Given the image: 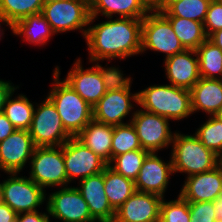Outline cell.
Wrapping results in <instances>:
<instances>
[{"label":"cell","mask_w":222,"mask_h":222,"mask_svg":"<svg viewBox=\"0 0 222 222\" xmlns=\"http://www.w3.org/2000/svg\"><path fill=\"white\" fill-rule=\"evenodd\" d=\"M109 19L87 29L85 40L89 62L99 63L113 58L125 60L141 53L142 19L118 16Z\"/></svg>","instance_id":"6da1fadb"},{"label":"cell","mask_w":222,"mask_h":222,"mask_svg":"<svg viewBox=\"0 0 222 222\" xmlns=\"http://www.w3.org/2000/svg\"><path fill=\"white\" fill-rule=\"evenodd\" d=\"M60 69L53 72L54 83L46 96L55 106L66 132L76 137L93 120V107L82 99L64 80H59Z\"/></svg>","instance_id":"7a4b0ae2"},{"label":"cell","mask_w":222,"mask_h":222,"mask_svg":"<svg viewBox=\"0 0 222 222\" xmlns=\"http://www.w3.org/2000/svg\"><path fill=\"white\" fill-rule=\"evenodd\" d=\"M141 109L169 120H182L192 112L191 91L173 86L153 85L138 91Z\"/></svg>","instance_id":"3957f363"},{"label":"cell","mask_w":222,"mask_h":222,"mask_svg":"<svg viewBox=\"0 0 222 222\" xmlns=\"http://www.w3.org/2000/svg\"><path fill=\"white\" fill-rule=\"evenodd\" d=\"M117 67H103L98 62L84 69L78 58L64 81L92 107L105 95L112 84L123 74Z\"/></svg>","instance_id":"277c9868"},{"label":"cell","mask_w":222,"mask_h":222,"mask_svg":"<svg viewBox=\"0 0 222 222\" xmlns=\"http://www.w3.org/2000/svg\"><path fill=\"white\" fill-rule=\"evenodd\" d=\"M171 150L173 172L188 176L204 173L216 167L222 160L194 135L174 133Z\"/></svg>","instance_id":"5b68a950"},{"label":"cell","mask_w":222,"mask_h":222,"mask_svg":"<svg viewBox=\"0 0 222 222\" xmlns=\"http://www.w3.org/2000/svg\"><path fill=\"white\" fill-rule=\"evenodd\" d=\"M123 76L124 74L112 84L93 107V120L96 122L111 126L126 124L123 118L134 109L131 101L138 104V92H130L131 78Z\"/></svg>","instance_id":"8992f818"},{"label":"cell","mask_w":222,"mask_h":222,"mask_svg":"<svg viewBox=\"0 0 222 222\" xmlns=\"http://www.w3.org/2000/svg\"><path fill=\"white\" fill-rule=\"evenodd\" d=\"M148 49L165 53V58L185 50L170 21L157 8L142 19L141 53Z\"/></svg>","instance_id":"52a82bcc"},{"label":"cell","mask_w":222,"mask_h":222,"mask_svg":"<svg viewBox=\"0 0 222 222\" xmlns=\"http://www.w3.org/2000/svg\"><path fill=\"white\" fill-rule=\"evenodd\" d=\"M41 14L55 33L80 30L86 36L90 19L89 0H62L44 3ZM84 27V29H83Z\"/></svg>","instance_id":"ba28073f"},{"label":"cell","mask_w":222,"mask_h":222,"mask_svg":"<svg viewBox=\"0 0 222 222\" xmlns=\"http://www.w3.org/2000/svg\"><path fill=\"white\" fill-rule=\"evenodd\" d=\"M58 148V149H57ZM29 178L43 190L47 187L68 186L62 146L35 147L30 159Z\"/></svg>","instance_id":"9c48e42d"},{"label":"cell","mask_w":222,"mask_h":222,"mask_svg":"<svg viewBox=\"0 0 222 222\" xmlns=\"http://www.w3.org/2000/svg\"><path fill=\"white\" fill-rule=\"evenodd\" d=\"M34 108L29 134L35 147L62 146L71 136L66 132L54 104L46 97Z\"/></svg>","instance_id":"30bf717a"},{"label":"cell","mask_w":222,"mask_h":222,"mask_svg":"<svg viewBox=\"0 0 222 222\" xmlns=\"http://www.w3.org/2000/svg\"><path fill=\"white\" fill-rule=\"evenodd\" d=\"M2 182L3 202L17 214L38 211L46 200V192L29 177H18L17 173Z\"/></svg>","instance_id":"8fae6325"},{"label":"cell","mask_w":222,"mask_h":222,"mask_svg":"<svg viewBox=\"0 0 222 222\" xmlns=\"http://www.w3.org/2000/svg\"><path fill=\"white\" fill-rule=\"evenodd\" d=\"M132 114L129 121L136 130L142 149L153 153L172 144L174 133L169 127V119L142 109Z\"/></svg>","instance_id":"7c38bea8"},{"label":"cell","mask_w":222,"mask_h":222,"mask_svg":"<svg viewBox=\"0 0 222 222\" xmlns=\"http://www.w3.org/2000/svg\"><path fill=\"white\" fill-rule=\"evenodd\" d=\"M63 158L68 183L76 177L80 180L98 174L108 166V163L92 150L81 143L76 137H71L63 145Z\"/></svg>","instance_id":"4fadbf2b"},{"label":"cell","mask_w":222,"mask_h":222,"mask_svg":"<svg viewBox=\"0 0 222 222\" xmlns=\"http://www.w3.org/2000/svg\"><path fill=\"white\" fill-rule=\"evenodd\" d=\"M49 216L62 222H96L76 187H61L47 197Z\"/></svg>","instance_id":"5bb4252c"},{"label":"cell","mask_w":222,"mask_h":222,"mask_svg":"<svg viewBox=\"0 0 222 222\" xmlns=\"http://www.w3.org/2000/svg\"><path fill=\"white\" fill-rule=\"evenodd\" d=\"M34 143L28 130H15L0 141V170L5 173H20L32 158Z\"/></svg>","instance_id":"9a60e30c"},{"label":"cell","mask_w":222,"mask_h":222,"mask_svg":"<svg viewBox=\"0 0 222 222\" xmlns=\"http://www.w3.org/2000/svg\"><path fill=\"white\" fill-rule=\"evenodd\" d=\"M173 173L172 159L166 163L158 157L156 152L148 153L142 163L138 177L134 181L135 189L164 198L170 175Z\"/></svg>","instance_id":"2e32d148"},{"label":"cell","mask_w":222,"mask_h":222,"mask_svg":"<svg viewBox=\"0 0 222 222\" xmlns=\"http://www.w3.org/2000/svg\"><path fill=\"white\" fill-rule=\"evenodd\" d=\"M162 197L135 191L118 209L113 222H159Z\"/></svg>","instance_id":"e0dca14e"},{"label":"cell","mask_w":222,"mask_h":222,"mask_svg":"<svg viewBox=\"0 0 222 222\" xmlns=\"http://www.w3.org/2000/svg\"><path fill=\"white\" fill-rule=\"evenodd\" d=\"M222 191V161L213 169L186 177L179 195L188 202L215 201Z\"/></svg>","instance_id":"ac0fdd59"},{"label":"cell","mask_w":222,"mask_h":222,"mask_svg":"<svg viewBox=\"0 0 222 222\" xmlns=\"http://www.w3.org/2000/svg\"><path fill=\"white\" fill-rule=\"evenodd\" d=\"M76 187L88 204L89 212L96 222H113L115 210L109 204L104 190V171L79 181Z\"/></svg>","instance_id":"d6986e66"},{"label":"cell","mask_w":222,"mask_h":222,"mask_svg":"<svg viewBox=\"0 0 222 222\" xmlns=\"http://www.w3.org/2000/svg\"><path fill=\"white\" fill-rule=\"evenodd\" d=\"M164 60L165 74L171 85L191 90L199 81L198 56L195 50L185 49Z\"/></svg>","instance_id":"ffe728a7"},{"label":"cell","mask_w":222,"mask_h":222,"mask_svg":"<svg viewBox=\"0 0 222 222\" xmlns=\"http://www.w3.org/2000/svg\"><path fill=\"white\" fill-rule=\"evenodd\" d=\"M89 25L102 14L107 18L119 15L122 18L143 19L152 9L145 0H89Z\"/></svg>","instance_id":"44dd1931"},{"label":"cell","mask_w":222,"mask_h":222,"mask_svg":"<svg viewBox=\"0 0 222 222\" xmlns=\"http://www.w3.org/2000/svg\"><path fill=\"white\" fill-rule=\"evenodd\" d=\"M190 91L193 113L202 110L214 116L222 107V80L200 77Z\"/></svg>","instance_id":"7402d4cb"},{"label":"cell","mask_w":222,"mask_h":222,"mask_svg":"<svg viewBox=\"0 0 222 222\" xmlns=\"http://www.w3.org/2000/svg\"><path fill=\"white\" fill-rule=\"evenodd\" d=\"M113 128L91 120L76 138L109 164L112 160Z\"/></svg>","instance_id":"603a6c76"},{"label":"cell","mask_w":222,"mask_h":222,"mask_svg":"<svg viewBox=\"0 0 222 222\" xmlns=\"http://www.w3.org/2000/svg\"><path fill=\"white\" fill-rule=\"evenodd\" d=\"M14 35L24 37L28 43L44 45L52 35L56 34L50 27L46 18L41 14L29 15L12 26Z\"/></svg>","instance_id":"cb8c5ba5"},{"label":"cell","mask_w":222,"mask_h":222,"mask_svg":"<svg viewBox=\"0 0 222 222\" xmlns=\"http://www.w3.org/2000/svg\"><path fill=\"white\" fill-rule=\"evenodd\" d=\"M104 190L111 207L118 209L136 191L135 182L107 166L104 169Z\"/></svg>","instance_id":"d4e9b609"},{"label":"cell","mask_w":222,"mask_h":222,"mask_svg":"<svg viewBox=\"0 0 222 222\" xmlns=\"http://www.w3.org/2000/svg\"><path fill=\"white\" fill-rule=\"evenodd\" d=\"M211 0H165L157 9L164 16L204 22Z\"/></svg>","instance_id":"484cf974"},{"label":"cell","mask_w":222,"mask_h":222,"mask_svg":"<svg viewBox=\"0 0 222 222\" xmlns=\"http://www.w3.org/2000/svg\"><path fill=\"white\" fill-rule=\"evenodd\" d=\"M165 17L170 21L173 31L185 49L196 50L208 39L202 22L175 16Z\"/></svg>","instance_id":"4316f807"},{"label":"cell","mask_w":222,"mask_h":222,"mask_svg":"<svg viewBox=\"0 0 222 222\" xmlns=\"http://www.w3.org/2000/svg\"><path fill=\"white\" fill-rule=\"evenodd\" d=\"M14 92L15 90L8 96L3 113L17 130H29L35 106L26 95L20 94L12 98Z\"/></svg>","instance_id":"83f0119b"},{"label":"cell","mask_w":222,"mask_h":222,"mask_svg":"<svg viewBox=\"0 0 222 222\" xmlns=\"http://www.w3.org/2000/svg\"><path fill=\"white\" fill-rule=\"evenodd\" d=\"M195 51L200 77L222 80V50L207 39Z\"/></svg>","instance_id":"f1b7e54d"},{"label":"cell","mask_w":222,"mask_h":222,"mask_svg":"<svg viewBox=\"0 0 222 222\" xmlns=\"http://www.w3.org/2000/svg\"><path fill=\"white\" fill-rule=\"evenodd\" d=\"M43 0H0V12L13 26L17 21L41 13Z\"/></svg>","instance_id":"f546056e"},{"label":"cell","mask_w":222,"mask_h":222,"mask_svg":"<svg viewBox=\"0 0 222 222\" xmlns=\"http://www.w3.org/2000/svg\"><path fill=\"white\" fill-rule=\"evenodd\" d=\"M149 152L137 149L115 156L108 164L115 172L135 181L138 177L142 163ZM114 163V164H113Z\"/></svg>","instance_id":"4dcf8cb0"},{"label":"cell","mask_w":222,"mask_h":222,"mask_svg":"<svg viewBox=\"0 0 222 222\" xmlns=\"http://www.w3.org/2000/svg\"><path fill=\"white\" fill-rule=\"evenodd\" d=\"M142 149L134 126L129 121L113 128L112 159L123 153Z\"/></svg>","instance_id":"1f68e13d"},{"label":"cell","mask_w":222,"mask_h":222,"mask_svg":"<svg viewBox=\"0 0 222 222\" xmlns=\"http://www.w3.org/2000/svg\"><path fill=\"white\" fill-rule=\"evenodd\" d=\"M208 117L209 119L197 129L195 135L205 148L214 152L222 160V121L215 116Z\"/></svg>","instance_id":"d6a6232c"},{"label":"cell","mask_w":222,"mask_h":222,"mask_svg":"<svg viewBox=\"0 0 222 222\" xmlns=\"http://www.w3.org/2000/svg\"><path fill=\"white\" fill-rule=\"evenodd\" d=\"M159 222H190L189 202L180 195L176 200L165 201L160 204Z\"/></svg>","instance_id":"836d02e7"},{"label":"cell","mask_w":222,"mask_h":222,"mask_svg":"<svg viewBox=\"0 0 222 222\" xmlns=\"http://www.w3.org/2000/svg\"><path fill=\"white\" fill-rule=\"evenodd\" d=\"M190 222H216L214 201L189 202Z\"/></svg>","instance_id":"e575fe53"},{"label":"cell","mask_w":222,"mask_h":222,"mask_svg":"<svg viewBox=\"0 0 222 222\" xmlns=\"http://www.w3.org/2000/svg\"><path fill=\"white\" fill-rule=\"evenodd\" d=\"M203 24L208 37L222 29V0H211Z\"/></svg>","instance_id":"d590c367"},{"label":"cell","mask_w":222,"mask_h":222,"mask_svg":"<svg viewBox=\"0 0 222 222\" xmlns=\"http://www.w3.org/2000/svg\"><path fill=\"white\" fill-rule=\"evenodd\" d=\"M46 211V213L39 211L20 213L16 219L17 222H50L48 210Z\"/></svg>","instance_id":"8d00e7d4"},{"label":"cell","mask_w":222,"mask_h":222,"mask_svg":"<svg viewBox=\"0 0 222 222\" xmlns=\"http://www.w3.org/2000/svg\"><path fill=\"white\" fill-rule=\"evenodd\" d=\"M9 81L0 80V112H3L5 102L8 96L17 88L18 86L11 85Z\"/></svg>","instance_id":"74e56055"},{"label":"cell","mask_w":222,"mask_h":222,"mask_svg":"<svg viewBox=\"0 0 222 222\" xmlns=\"http://www.w3.org/2000/svg\"><path fill=\"white\" fill-rule=\"evenodd\" d=\"M15 130H17V129L7 119L5 114L3 112H0V141L5 140Z\"/></svg>","instance_id":"f35d334b"},{"label":"cell","mask_w":222,"mask_h":222,"mask_svg":"<svg viewBox=\"0 0 222 222\" xmlns=\"http://www.w3.org/2000/svg\"><path fill=\"white\" fill-rule=\"evenodd\" d=\"M17 213L6 203L0 204V222H13L16 220Z\"/></svg>","instance_id":"ab89813d"},{"label":"cell","mask_w":222,"mask_h":222,"mask_svg":"<svg viewBox=\"0 0 222 222\" xmlns=\"http://www.w3.org/2000/svg\"><path fill=\"white\" fill-rule=\"evenodd\" d=\"M216 222H222V191L214 201Z\"/></svg>","instance_id":"60d3db41"},{"label":"cell","mask_w":222,"mask_h":222,"mask_svg":"<svg viewBox=\"0 0 222 222\" xmlns=\"http://www.w3.org/2000/svg\"><path fill=\"white\" fill-rule=\"evenodd\" d=\"M208 40L211 41L214 45H216L222 50V29L216 32H213L208 37Z\"/></svg>","instance_id":"b9f144b4"},{"label":"cell","mask_w":222,"mask_h":222,"mask_svg":"<svg viewBox=\"0 0 222 222\" xmlns=\"http://www.w3.org/2000/svg\"><path fill=\"white\" fill-rule=\"evenodd\" d=\"M1 23L6 24V26H9V28L12 30V25L10 24V22L7 20V18L0 12V39H1V35H3L4 33H2V29H1Z\"/></svg>","instance_id":"7bdbcfd3"},{"label":"cell","mask_w":222,"mask_h":222,"mask_svg":"<svg viewBox=\"0 0 222 222\" xmlns=\"http://www.w3.org/2000/svg\"><path fill=\"white\" fill-rule=\"evenodd\" d=\"M151 8H158L165 0H145Z\"/></svg>","instance_id":"ee69618b"},{"label":"cell","mask_w":222,"mask_h":222,"mask_svg":"<svg viewBox=\"0 0 222 222\" xmlns=\"http://www.w3.org/2000/svg\"><path fill=\"white\" fill-rule=\"evenodd\" d=\"M214 116L222 121V107L218 110V112Z\"/></svg>","instance_id":"f6af8a7d"},{"label":"cell","mask_w":222,"mask_h":222,"mask_svg":"<svg viewBox=\"0 0 222 222\" xmlns=\"http://www.w3.org/2000/svg\"><path fill=\"white\" fill-rule=\"evenodd\" d=\"M3 203V191H2V182L0 183V204Z\"/></svg>","instance_id":"bcb514c9"},{"label":"cell","mask_w":222,"mask_h":222,"mask_svg":"<svg viewBox=\"0 0 222 222\" xmlns=\"http://www.w3.org/2000/svg\"><path fill=\"white\" fill-rule=\"evenodd\" d=\"M44 3H47V2H53V1H62V0H43Z\"/></svg>","instance_id":"7dc6e473"}]
</instances>
